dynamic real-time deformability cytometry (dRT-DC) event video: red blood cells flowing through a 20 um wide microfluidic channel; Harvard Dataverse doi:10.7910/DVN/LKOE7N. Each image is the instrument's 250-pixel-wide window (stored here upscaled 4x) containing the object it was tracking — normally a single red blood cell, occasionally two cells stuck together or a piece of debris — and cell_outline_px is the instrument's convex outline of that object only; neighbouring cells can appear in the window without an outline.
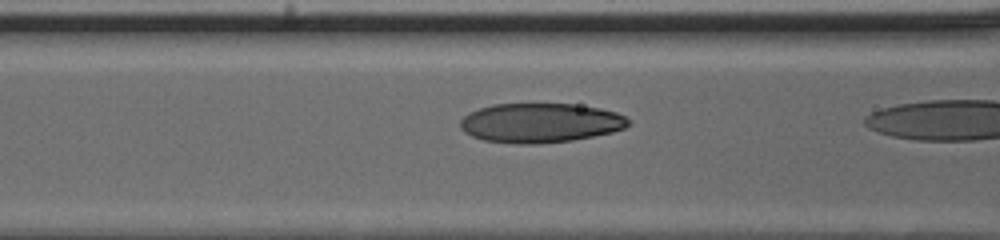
{"species": "human", "species_latin": "Homo sapiens", "temperature_condition": "cold", "stored_images_in_passage": 15, "camera_frame_rate_fps": 3000, "um_per_image_px": 0.085, "donor": {"sex": "male"}, "frame": {"image": 1, "passage_image": 14, "time_ms": 4.333, "image_size_px": [1000, 240], "cell_outline_px": [[628, 124], [624, 128], [612, 132], [572, 140], [540, 144], [516, 144], [484, 140], [472, 136], [464, 132], [460, 128], [460, 120], [468, 112], [492, 104], [572, 104], [600, 108], [616, 112], [624, 116], [628, 120]], "centroid_in_image_um": [45.88, 10.45], "position_along_channel_um": 120.7, "area_um2": 38.61}}